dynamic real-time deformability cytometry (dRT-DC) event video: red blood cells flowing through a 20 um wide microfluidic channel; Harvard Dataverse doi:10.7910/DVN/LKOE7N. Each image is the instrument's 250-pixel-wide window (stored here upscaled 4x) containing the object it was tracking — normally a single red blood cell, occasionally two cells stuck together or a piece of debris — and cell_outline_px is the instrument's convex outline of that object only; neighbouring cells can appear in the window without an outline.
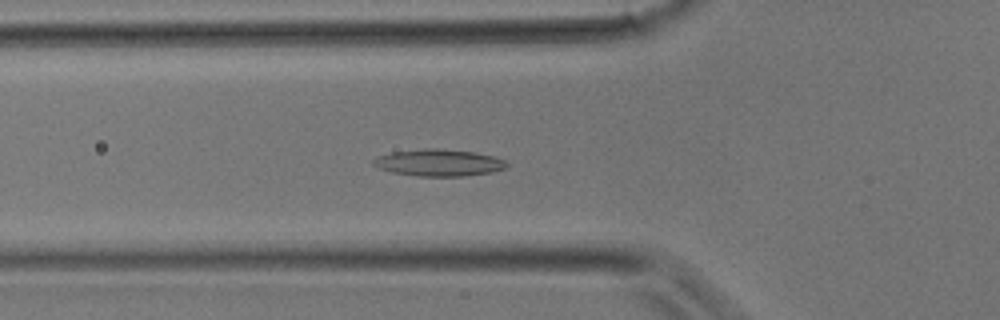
{"species": "common noctule bat (a hibernating species)", "species_latin": "Nyctalus noctula", "temperature_condition": "room temperature", "stored_images_in_passage": 29, "camera_frame_rate_fps": 3000, "um_per_image_px": 0.085, "animal": {"sex": "male", "body_mass_g": 17.9}, "frame": {"image": 1, "passage_image": 10, "time_ms": 3.0, "image_size_px": [1000, 320], "cell_outline_px": [[508, 164], [504, 168], [492, 172], [464, 176], [416, 176], [392, 172], [380, 168], [372, 164], [372, 160], [376, 156], [392, 152], [424, 148], [436, 148], [472, 152], [492, 156], [504, 160]], "centroid_in_image_um": [37.25, 13.83], "position_along_channel_um": 88.6, "area_um2": 20.75}}
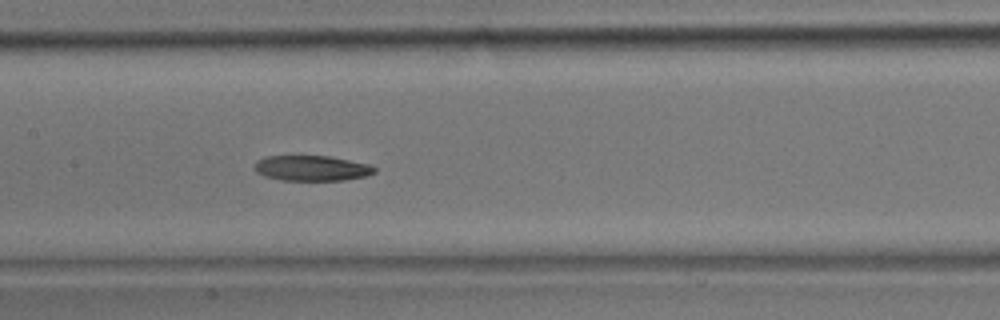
{"frame": {"image": 2, "passage_image": 15, "time_ms": 4.667, "image_size_px": [1000, 320], "cell_outline_px": [[376, 172], [368, 176], [344, 180], [280, 180], [264, 176], [256, 172], [252, 168], [252, 164], [256, 160], [264, 156], [328, 156], [368, 164], [376, 168]], "centroid_in_image_um": [26.44, 14.3], "position_along_channel_um": 181.0, "area_um2": 17.92}}
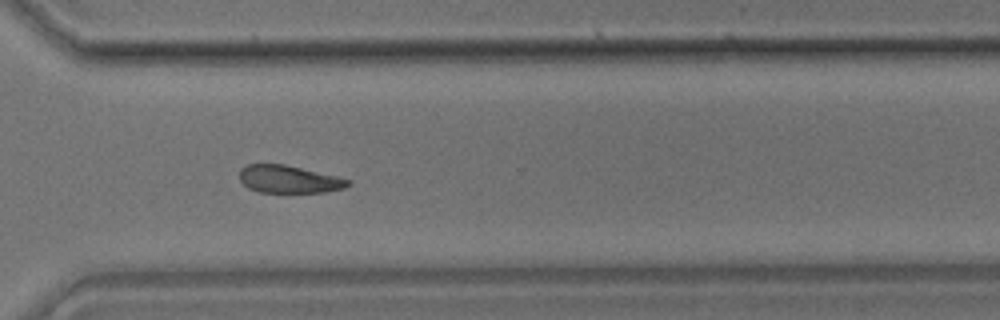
{"frame": {"image": 3, "passage_image": 24, "time_ms": 7.667, "image_size_px": [1000, 320], "cell_outline_px": [[352, 184], [344, 188], [324, 192], [260, 192], [248, 188], [240, 180], [240, 168], [248, 164], [284, 164], [336, 176], [352, 180]], "centroid_in_image_um": [24.57, 15.23], "position_along_channel_um": 346.0, "area_um2": 17.4}}